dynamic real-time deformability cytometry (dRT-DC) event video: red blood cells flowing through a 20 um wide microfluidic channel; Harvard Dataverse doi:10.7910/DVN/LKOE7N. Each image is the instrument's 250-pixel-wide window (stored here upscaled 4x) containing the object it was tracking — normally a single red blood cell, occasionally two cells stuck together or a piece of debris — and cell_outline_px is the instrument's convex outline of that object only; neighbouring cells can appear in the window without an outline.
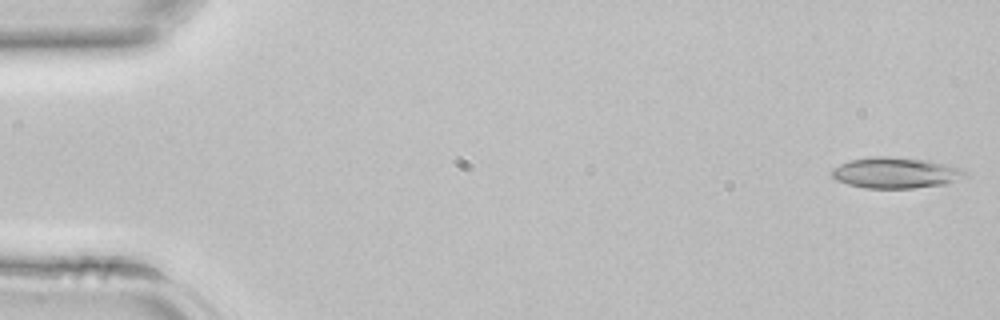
{"species": "common noctule bat (a hibernating species)", "species_latin": "Nyctalus noctula", "temperature_condition": "room temperature", "stored_images_in_passage": 42, "camera_frame_rate_fps": 3000, "um_per_image_px": 0.085, "animal": {"sex": "female", "body_mass_g": 22.7, "forearm_length_mm": 54.2}, "frame": {"image": 1, "passage_image": 1, "time_ms": 0.0, "image_size_px": [1000, 320], "cell_outline_px": [[968, 176], [948, 184], [912, 188], [864, 188], [848, 184], [836, 180], [828, 172], [832, 168], [848, 160], [868, 156], [888, 156], [928, 160], [960, 168], [968, 172]], "centroid_in_image_um": [76.11, 14.68], "position_along_channel_um": 8.9, "area_um2": 24.39}}
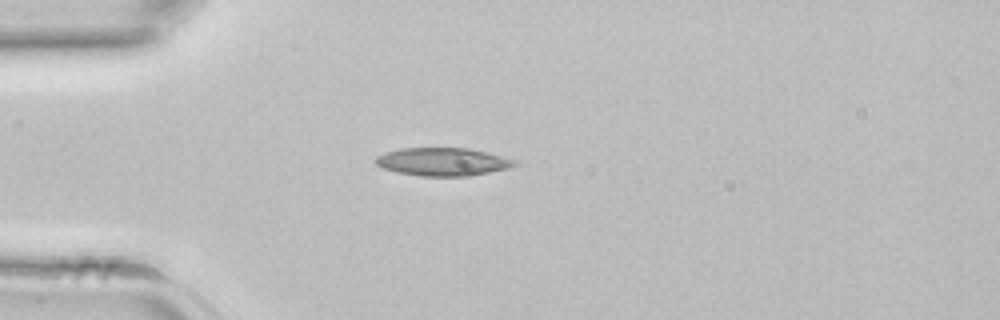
{"frame": {"image": 2, "passage_image": 11, "time_ms": 3.333, "image_size_px": [1000, 320], "cell_outline_px": [[516, 164], [508, 168], [468, 176], [420, 176], [396, 172], [384, 168], [376, 164], [376, 156], [384, 152], [400, 148], [468, 148], [516, 160]], "centroid_in_image_um": [37.58, 13.75], "position_along_channel_um": 47.4, "area_um2": 22.48}}
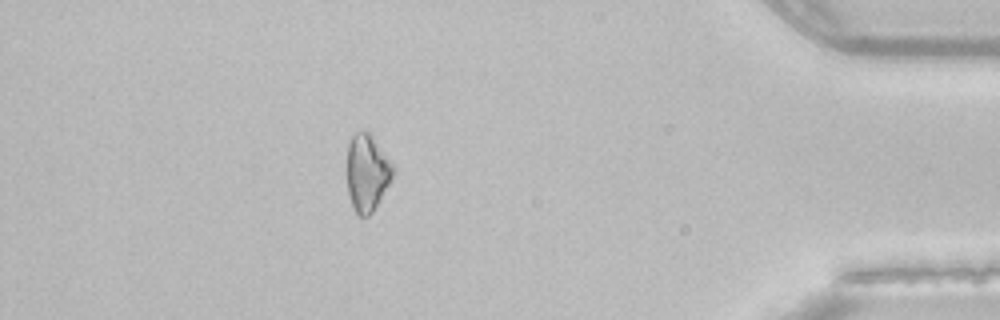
{"frame": {"image": 3, "passage_image": 37, "time_ms": 12.0, "image_size_px": [1000, 320], "cell_outline_px": [[396, 172], [392, 180], [372, 212], [368, 216], [360, 216], [352, 208], [348, 196], [348, 144], [352, 136], [356, 132], [368, 132], [372, 136], [396, 168]], "centroid_in_image_um": [31.23, 14.71], "position_along_channel_um": 404.0, "area_um2": 20.58}}